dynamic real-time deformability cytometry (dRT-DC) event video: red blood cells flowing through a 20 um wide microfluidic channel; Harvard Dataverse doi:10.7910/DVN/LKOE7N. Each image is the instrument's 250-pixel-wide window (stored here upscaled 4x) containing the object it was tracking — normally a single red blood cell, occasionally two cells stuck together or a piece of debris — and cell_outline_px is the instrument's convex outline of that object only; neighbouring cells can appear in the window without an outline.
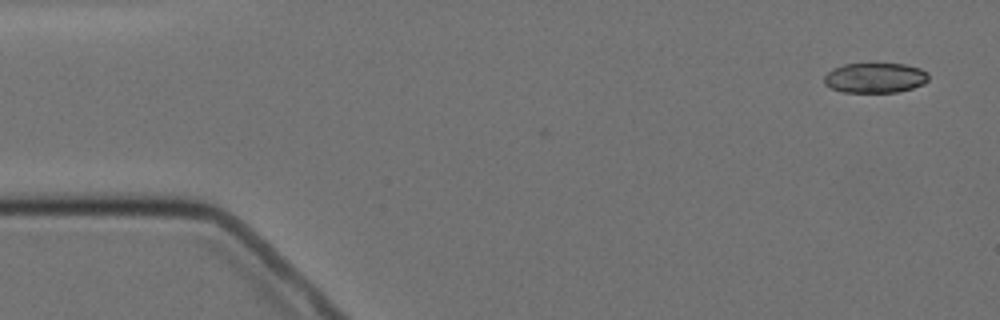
{"species": "Egyptian fruit bat (a non-hibernating species)", "species_latin": "Rousettus aegyptiacus", "temperature_condition": "cold", "stored_images_in_passage": 2, "camera_frame_rate_fps": 3000, "um_per_image_px": 0.085, "animal": {"sex": "female"}, "frame": {"image": 1, "passage_image": 2, "time_ms": 1.0, "image_size_px": [1000, 320], "cell_outline_px": [[928, 80], [924, 84], [912, 88], [896, 92], [844, 92], [832, 88], [824, 84], [824, 76], [832, 68], [844, 64], [904, 64], [920, 68], [928, 72]], "centroid_in_image_um": [74.38, 6.61], "position_along_channel_um": 10.6, "area_um2": 18.26}}